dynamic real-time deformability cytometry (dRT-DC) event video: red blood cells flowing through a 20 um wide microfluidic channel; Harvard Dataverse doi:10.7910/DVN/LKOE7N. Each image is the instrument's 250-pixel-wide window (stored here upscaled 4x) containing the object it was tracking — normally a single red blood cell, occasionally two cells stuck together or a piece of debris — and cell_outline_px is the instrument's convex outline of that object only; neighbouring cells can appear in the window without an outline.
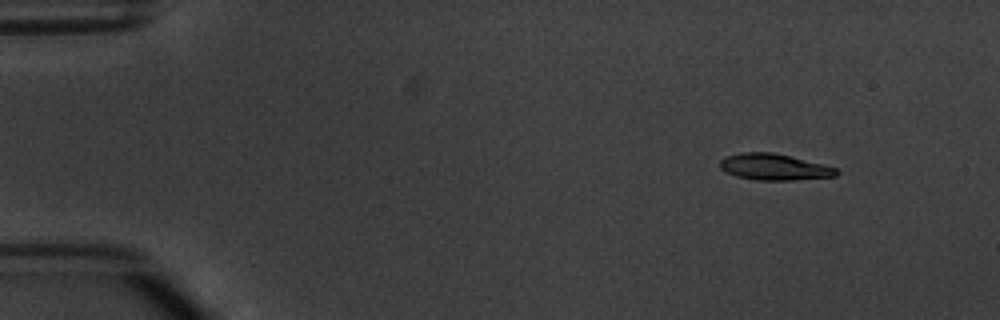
{"species": "common noctule bat (a hibernating species)", "species_latin": "Nyctalus noctula", "temperature_condition": "warm", "stored_images_in_passage": 3, "camera_frame_rate_fps": 3000, "um_per_image_px": 0.085, "animal": {"sex": "male", "body_mass_g": 20.1, "forearm_length_mm": 53.5}, "frame": {"image": 1, "passage_image": 1, "time_ms": 0.0, "image_size_px": [1000, 320], "cell_outline_px": [[840, 172], [836, 176], [792, 180], [756, 180], [736, 176], [724, 172], [720, 168], [720, 160], [728, 156], [740, 152], [772, 152], [836, 168]], "centroid_in_image_um": [65.76, 14.2], "position_along_channel_um": 19.2, "area_um2": 17.63}}
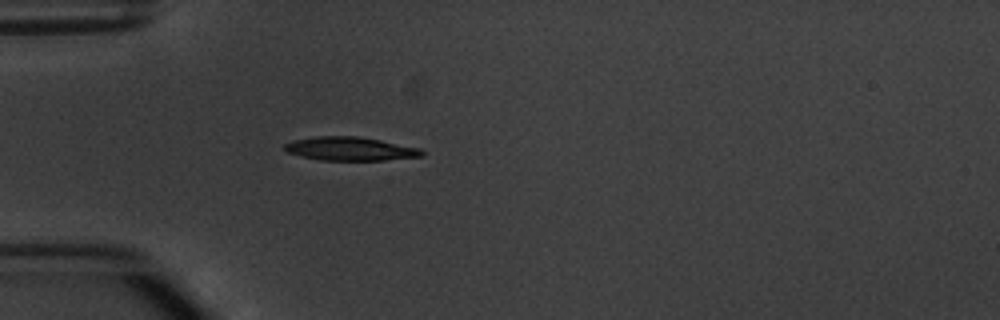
{"frame": {"image": 2, "passage_image": 3, "time_ms": 3.333, "image_size_px": [1000, 320], "cell_outline_px": [[424, 156], [384, 160], [320, 160], [300, 156], [288, 152], [284, 148], [284, 144], [292, 140], [316, 136], [356, 136], [380, 140], [420, 148], [424, 152]], "centroid_in_image_um": [29.76, 12.64], "position_along_channel_um": 55.2, "area_um2": 18.84}}